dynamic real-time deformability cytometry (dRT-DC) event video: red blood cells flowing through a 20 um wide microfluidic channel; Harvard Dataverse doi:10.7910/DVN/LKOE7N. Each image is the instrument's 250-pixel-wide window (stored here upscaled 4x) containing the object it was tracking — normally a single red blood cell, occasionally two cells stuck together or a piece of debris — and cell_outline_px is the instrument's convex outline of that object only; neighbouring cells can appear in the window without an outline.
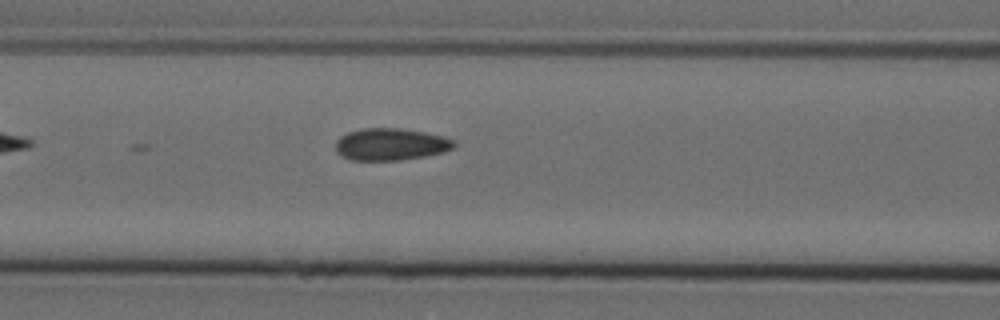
{"species": "Egyptian fruit bat (a non-hibernating species)", "species_latin": "Rousettus aegyptiacus", "temperature_condition": "cold", "stored_images_in_passage": 7, "camera_frame_rate_fps": 3000, "um_per_image_px": 0.085, "animal": {"sex": "female"}, "frame": {"image": 1, "passage_image": 7, "time_ms": 2.0, "image_size_px": [1000, 320], "cell_outline_px": [[456, 144], [452, 148], [444, 152], [424, 156], [400, 160], [352, 160], [336, 152], [336, 140], [340, 136], [348, 132], [360, 128], [400, 128], [424, 132], [444, 136], [456, 140]], "centroid_in_image_um": [33.22, 12.25], "position_along_channel_um": 133.4, "area_um2": 22.2}}